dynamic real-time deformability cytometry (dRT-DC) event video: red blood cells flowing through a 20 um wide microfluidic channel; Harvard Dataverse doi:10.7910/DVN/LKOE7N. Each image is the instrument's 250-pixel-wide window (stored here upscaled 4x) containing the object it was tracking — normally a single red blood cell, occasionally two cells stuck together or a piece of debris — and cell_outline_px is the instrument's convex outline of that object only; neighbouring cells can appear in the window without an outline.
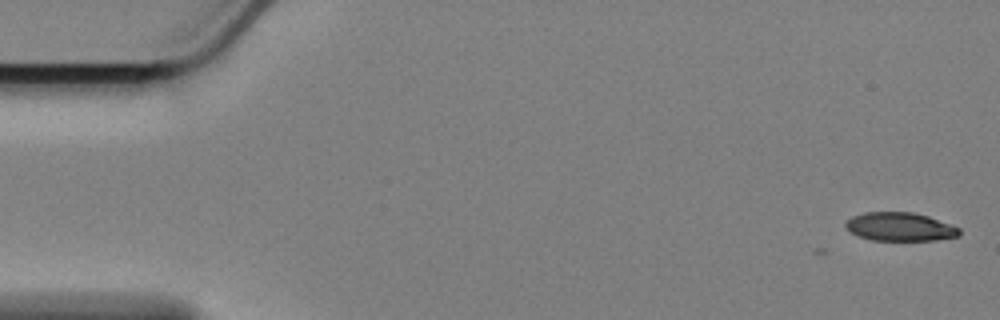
{"species": "Egyptian fruit bat (a non-hibernating species)", "species_latin": "Rousettus aegyptiacus", "temperature_condition": "cold", "stored_images_in_passage": 3, "camera_frame_rate_fps": 3000, "um_per_image_px": 0.085, "animal": {"sex": "female"}, "frame": {"image": 1, "passage_image": 1, "time_ms": 0.0, "image_size_px": [1000, 320], "cell_outline_px": [[960, 236], [936, 240], [872, 240], [860, 236], [852, 232], [844, 224], [852, 216], [864, 212], [912, 212], [928, 216], [960, 228]], "centroid_in_image_um": [76.52, 19.27], "position_along_channel_um": 8.5, "area_um2": 18.73}}